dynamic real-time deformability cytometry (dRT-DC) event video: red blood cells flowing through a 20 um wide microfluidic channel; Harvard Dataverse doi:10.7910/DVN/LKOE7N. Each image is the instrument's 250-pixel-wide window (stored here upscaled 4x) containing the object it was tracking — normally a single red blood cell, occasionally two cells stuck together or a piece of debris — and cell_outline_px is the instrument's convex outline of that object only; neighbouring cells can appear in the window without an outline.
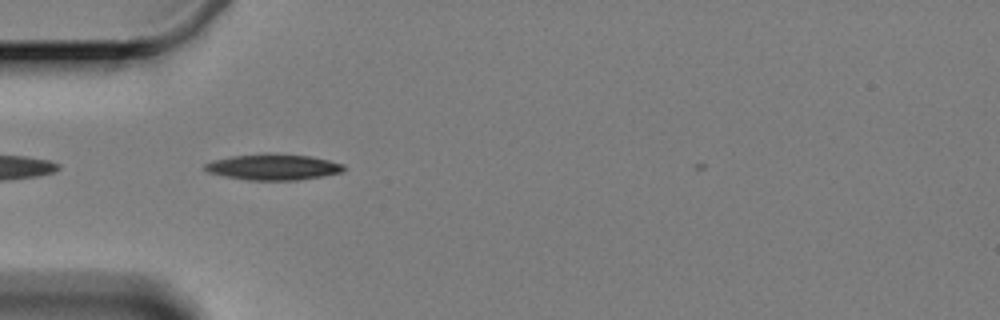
{"species": "Egyptian fruit bat (a non-hibernating species)", "species_latin": "Rousettus aegyptiacus", "temperature_condition": "cold", "stored_images_in_passage": 4, "camera_frame_rate_fps": 3000, "um_per_image_px": 0.085, "animal": {"sex": "female"}, "frame": {"image": 1, "passage_image": 3, "time_ms": 2.333, "image_size_px": [1000, 320], "cell_outline_px": [[344, 168], [340, 172], [320, 176], [296, 180], [248, 180], [224, 176], [208, 172], [204, 168], [204, 164], [212, 160], [232, 156], [264, 152], [308, 156], [328, 160], [344, 164]], "centroid_in_image_um": [23.16, 14.18], "position_along_channel_um": 61.8, "area_um2": 20.92}}
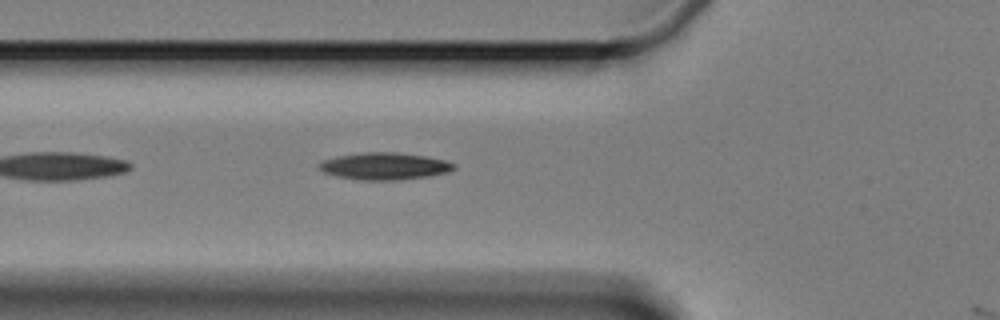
{"frame": {"image": 2, "passage_image": 4, "time_ms": 3.333, "image_size_px": [1000, 320], "cell_outline_px": [[456, 168], [448, 172], [428, 176], [396, 180], [356, 180], [336, 176], [324, 172], [316, 164], [324, 160], [340, 156], [364, 152], [396, 152], [424, 156], [444, 160], [456, 164]], "centroid_in_image_um": [32.68, 14.13], "position_along_channel_um": 93.1, "area_um2": 21.15}}